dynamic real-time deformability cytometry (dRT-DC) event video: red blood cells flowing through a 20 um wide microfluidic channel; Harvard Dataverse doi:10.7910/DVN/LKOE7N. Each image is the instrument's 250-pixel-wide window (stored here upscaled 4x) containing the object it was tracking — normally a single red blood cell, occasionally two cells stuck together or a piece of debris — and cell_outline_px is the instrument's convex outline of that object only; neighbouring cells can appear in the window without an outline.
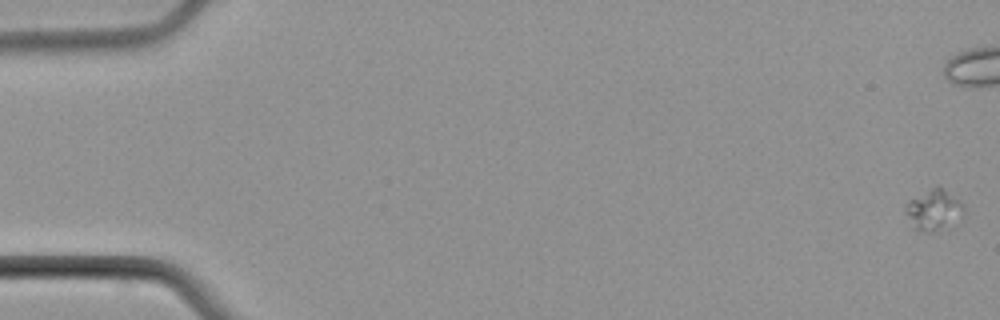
{"species": "common noctule bat (a hibernating species)", "species_latin": "Nyctalus noctula", "temperature_condition": "cold", "stored_images_in_passage": 9, "segment_of_instrument_passage": [1, 2], "camera_frame_rate_fps": 3000, "um_per_image_px": 0.085, "animal": {"sex": "male", "body_mass_g": 21.5, "forearm_length_mm": 52.0}, "frame": {"image": 1, "passage_image": 1, "time_ms": 0.0, "image_size_px": [1000, 320], "cell_outline_px": [[964, 212], [932, 232], [928, 232], [916, 228], [904, 212], [904, 208], [908, 200], [936, 184], [940, 184], [964, 204]], "centroid_in_image_um": [79.32, 17.72], "position_along_channel_um": 5.7, "area_um2": 13.35}}